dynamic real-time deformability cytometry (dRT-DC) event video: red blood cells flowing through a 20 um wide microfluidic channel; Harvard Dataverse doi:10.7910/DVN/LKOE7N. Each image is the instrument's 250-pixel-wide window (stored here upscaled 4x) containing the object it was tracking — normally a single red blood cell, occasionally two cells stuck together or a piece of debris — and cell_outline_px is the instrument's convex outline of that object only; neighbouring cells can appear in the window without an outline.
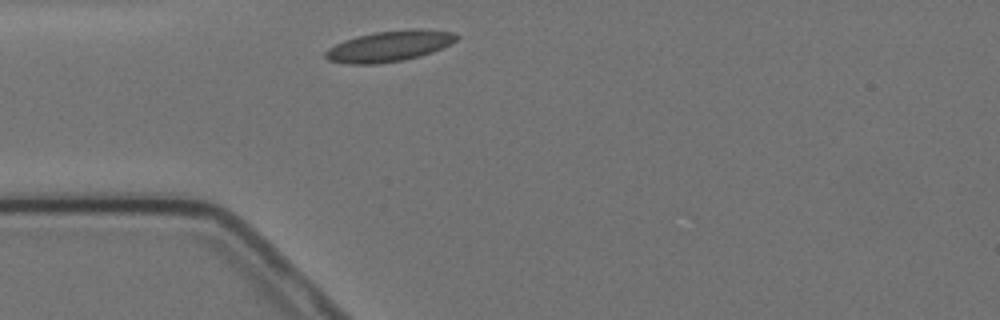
{"species": "Egyptian fruit bat (a non-hibernating species)", "species_latin": "Rousettus aegyptiacus", "temperature_condition": "cold", "stored_images_in_passage": 1, "camera_frame_rate_fps": 3000, "um_per_image_px": 0.085, "animal": {"sex": "female"}, "frame": {"image": 1, "passage_image": 1, "time_ms": 0.0, "image_size_px": [1000, 320], "cell_outline_px": [[460, 36], [456, 40], [432, 52], [420, 56], [404, 60], [376, 64], [348, 64], [328, 60], [324, 56], [324, 52], [328, 48], [344, 40], [356, 36], [376, 32], [412, 28], [420, 28], [456, 32]], "centroid_in_image_um": [33.09, 3.91], "position_along_channel_um": 51.9, "area_um2": 23.64}}